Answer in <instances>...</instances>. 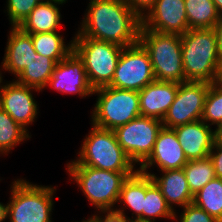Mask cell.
<instances>
[{"label": "cell", "instance_id": "cell-1", "mask_svg": "<svg viewBox=\"0 0 222 222\" xmlns=\"http://www.w3.org/2000/svg\"><path fill=\"white\" fill-rule=\"evenodd\" d=\"M80 36L128 47L139 42L142 19L124 0H89Z\"/></svg>", "mask_w": 222, "mask_h": 222}, {"label": "cell", "instance_id": "cell-2", "mask_svg": "<svg viewBox=\"0 0 222 222\" xmlns=\"http://www.w3.org/2000/svg\"><path fill=\"white\" fill-rule=\"evenodd\" d=\"M181 46L186 81H220L222 63L213 28L189 29L181 35Z\"/></svg>", "mask_w": 222, "mask_h": 222}, {"label": "cell", "instance_id": "cell-3", "mask_svg": "<svg viewBox=\"0 0 222 222\" xmlns=\"http://www.w3.org/2000/svg\"><path fill=\"white\" fill-rule=\"evenodd\" d=\"M11 184L9 201L2 204V222H53L56 186L32 184L24 178Z\"/></svg>", "mask_w": 222, "mask_h": 222}, {"label": "cell", "instance_id": "cell-4", "mask_svg": "<svg viewBox=\"0 0 222 222\" xmlns=\"http://www.w3.org/2000/svg\"><path fill=\"white\" fill-rule=\"evenodd\" d=\"M77 157L67 165H84L118 173H136L138 168L117 141L114 130L91 126ZM137 168V169H136Z\"/></svg>", "mask_w": 222, "mask_h": 222}, {"label": "cell", "instance_id": "cell-5", "mask_svg": "<svg viewBox=\"0 0 222 222\" xmlns=\"http://www.w3.org/2000/svg\"><path fill=\"white\" fill-rule=\"evenodd\" d=\"M66 172L98 211L115 210L123 182L135 173H118L84 165H67Z\"/></svg>", "mask_w": 222, "mask_h": 222}, {"label": "cell", "instance_id": "cell-6", "mask_svg": "<svg viewBox=\"0 0 222 222\" xmlns=\"http://www.w3.org/2000/svg\"><path fill=\"white\" fill-rule=\"evenodd\" d=\"M139 42L149 53L155 80L178 84L187 82L183 69L181 35L151 31L141 25Z\"/></svg>", "mask_w": 222, "mask_h": 222}, {"label": "cell", "instance_id": "cell-7", "mask_svg": "<svg viewBox=\"0 0 222 222\" xmlns=\"http://www.w3.org/2000/svg\"><path fill=\"white\" fill-rule=\"evenodd\" d=\"M96 103L91 112V125L101 129L115 130L141 116L137 91L103 86L94 89Z\"/></svg>", "mask_w": 222, "mask_h": 222}, {"label": "cell", "instance_id": "cell-8", "mask_svg": "<svg viewBox=\"0 0 222 222\" xmlns=\"http://www.w3.org/2000/svg\"><path fill=\"white\" fill-rule=\"evenodd\" d=\"M122 49L117 44L80 36L77 32L73 37V51L83 61L93 89L112 82Z\"/></svg>", "mask_w": 222, "mask_h": 222}, {"label": "cell", "instance_id": "cell-9", "mask_svg": "<svg viewBox=\"0 0 222 222\" xmlns=\"http://www.w3.org/2000/svg\"><path fill=\"white\" fill-rule=\"evenodd\" d=\"M154 80L149 53L138 42L134 45L123 47L114 77L108 86L139 92Z\"/></svg>", "mask_w": 222, "mask_h": 222}, {"label": "cell", "instance_id": "cell-10", "mask_svg": "<svg viewBox=\"0 0 222 222\" xmlns=\"http://www.w3.org/2000/svg\"><path fill=\"white\" fill-rule=\"evenodd\" d=\"M162 121L138 116L125 125L117 127L114 132L117 141L128 157L136 165H141L151 154Z\"/></svg>", "mask_w": 222, "mask_h": 222}, {"label": "cell", "instance_id": "cell-11", "mask_svg": "<svg viewBox=\"0 0 222 222\" xmlns=\"http://www.w3.org/2000/svg\"><path fill=\"white\" fill-rule=\"evenodd\" d=\"M210 84L193 81L178 84L175 100L162 120L163 127L173 129L201 120Z\"/></svg>", "mask_w": 222, "mask_h": 222}, {"label": "cell", "instance_id": "cell-12", "mask_svg": "<svg viewBox=\"0 0 222 222\" xmlns=\"http://www.w3.org/2000/svg\"><path fill=\"white\" fill-rule=\"evenodd\" d=\"M33 90H41L13 81H0V107L28 133V126L34 124L39 113V104L34 99Z\"/></svg>", "mask_w": 222, "mask_h": 222}, {"label": "cell", "instance_id": "cell-13", "mask_svg": "<svg viewBox=\"0 0 222 222\" xmlns=\"http://www.w3.org/2000/svg\"><path fill=\"white\" fill-rule=\"evenodd\" d=\"M63 94L86 98L93 95L83 61L72 51L65 59L56 63L47 87Z\"/></svg>", "mask_w": 222, "mask_h": 222}, {"label": "cell", "instance_id": "cell-14", "mask_svg": "<svg viewBox=\"0 0 222 222\" xmlns=\"http://www.w3.org/2000/svg\"><path fill=\"white\" fill-rule=\"evenodd\" d=\"M142 26L160 33L183 35L189 30L184 0H156Z\"/></svg>", "mask_w": 222, "mask_h": 222}, {"label": "cell", "instance_id": "cell-15", "mask_svg": "<svg viewBox=\"0 0 222 222\" xmlns=\"http://www.w3.org/2000/svg\"><path fill=\"white\" fill-rule=\"evenodd\" d=\"M187 162L175 132L162 127L158 132L151 154L138 167V171L148 172V169L153 166L159 168L157 171L182 169Z\"/></svg>", "mask_w": 222, "mask_h": 222}, {"label": "cell", "instance_id": "cell-16", "mask_svg": "<svg viewBox=\"0 0 222 222\" xmlns=\"http://www.w3.org/2000/svg\"><path fill=\"white\" fill-rule=\"evenodd\" d=\"M211 127L201 119L172 129L188 161L209 156L216 140V129Z\"/></svg>", "mask_w": 222, "mask_h": 222}, {"label": "cell", "instance_id": "cell-17", "mask_svg": "<svg viewBox=\"0 0 222 222\" xmlns=\"http://www.w3.org/2000/svg\"><path fill=\"white\" fill-rule=\"evenodd\" d=\"M178 83L154 80L138 92L141 116L162 121L175 100Z\"/></svg>", "mask_w": 222, "mask_h": 222}, {"label": "cell", "instance_id": "cell-18", "mask_svg": "<svg viewBox=\"0 0 222 222\" xmlns=\"http://www.w3.org/2000/svg\"><path fill=\"white\" fill-rule=\"evenodd\" d=\"M8 32L1 70H5L4 73L8 71L16 77L14 79H17L36 51L31 34L23 32L19 27H10Z\"/></svg>", "mask_w": 222, "mask_h": 222}, {"label": "cell", "instance_id": "cell-19", "mask_svg": "<svg viewBox=\"0 0 222 222\" xmlns=\"http://www.w3.org/2000/svg\"><path fill=\"white\" fill-rule=\"evenodd\" d=\"M142 173L152 178L173 211H176L174 208L177 205V207L184 208L186 205L193 203L194 195L188 187L183 168L161 171L159 172L160 177L151 171Z\"/></svg>", "mask_w": 222, "mask_h": 222}, {"label": "cell", "instance_id": "cell-20", "mask_svg": "<svg viewBox=\"0 0 222 222\" xmlns=\"http://www.w3.org/2000/svg\"><path fill=\"white\" fill-rule=\"evenodd\" d=\"M146 196V174L137 171L132 176L128 177L121 186L118 209L115 211L125 216V210L133 211L131 219L143 220L144 198ZM123 204V205H122ZM135 215V216H134Z\"/></svg>", "mask_w": 222, "mask_h": 222}, {"label": "cell", "instance_id": "cell-21", "mask_svg": "<svg viewBox=\"0 0 222 222\" xmlns=\"http://www.w3.org/2000/svg\"><path fill=\"white\" fill-rule=\"evenodd\" d=\"M63 3L65 4V2L57 1L38 4L18 27L28 34L58 31L62 26L58 6Z\"/></svg>", "mask_w": 222, "mask_h": 222}, {"label": "cell", "instance_id": "cell-22", "mask_svg": "<svg viewBox=\"0 0 222 222\" xmlns=\"http://www.w3.org/2000/svg\"><path fill=\"white\" fill-rule=\"evenodd\" d=\"M56 62L49 57L33 52L32 59L15 79L18 83L44 90L52 77Z\"/></svg>", "mask_w": 222, "mask_h": 222}, {"label": "cell", "instance_id": "cell-23", "mask_svg": "<svg viewBox=\"0 0 222 222\" xmlns=\"http://www.w3.org/2000/svg\"><path fill=\"white\" fill-rule=\"evenodd\" d=\"M31 38L35 51L42 56L52 58L56 63L73 51V39L66 44L64 37L58 31L31 34Z\"/></svg>", "mask_w": 222, "mask_h": 222}, {"label": "cell", "instance_id": "cell-24", "mask_svg": "<svg viewBox=\"0 0 222 222\" xmlns=\"http://www.w3.org/2000/svg\"><path fill=\"white\" fill-rule=\"evenodd\" d=\"M189 29L214 28L221 15L212 0H184Z\"/></svg>", "mask_w": 222, "mask_h": 222}, {"label": "cell", "instance_id": "cell-25", "mask_svg": "<svg viewBox=\"0 0 222 222\" xmlns=\"http://www.w3.org/2000/svg\"><path fill=\"white\" fill-rule=\"evenodd\" d=\"M174 212L160 189L149 175H146V196L144 198L143 220L156 222L157 218L173 221Z\"/></svg>", "mask_w": 222, "mask_h": 222}, {"label": "cell", "instance_id": "cell-26", "mask_svg": "<svg viewBox=\"0 0 222 222\" xmlns=\"http://www.w3.org/2000/svg\"><path fill=\"white\" fill-rule=\"evenodd\" d=\"M193 203L222 222V179L210 180L194 194Z\"/></svg>", "mask_w": 222, "mask_h": 222}, {"label": "cell", "instance_id": "cell-27", "mask_svg": "<svg viewBox=\"0 0 222 222\" xmlns=\"http://www.w3.org/2000/svg\"><path fill=\"white\" fill-rule=\"evenodd\" d=\"M30 138L31 135L0 107V157Z\"/></svg>", "mask_w": 222, "mask_h": 222}, {"label": "cell", "instance_id": "cell-28", "mask_svg": "<svg viewBox=\"0 0 222 222\" xmlns=\"http://www.w3.org/2000/svg\"><path fill=\"white\" fill-rule=\"evenodd\" d=\"M183 170L186 175L188 187L193 195L210 180L216 178L214 166L209 156L203 159L188 161Z\"/></svg>", "mask_w": 222, "mask_h": 222}, {"label": "cell", "instance_id": "cell-29", "mask_svg": "<svg viewBox=\"0 0 222 222\" xmlns=\"http://www.w3.org/2000/svg\"><path fill=\"white\" fill-rule=\"evenodd\" d=\"M202 120L217 129L222 124V84L211 83L203 107Z\"/></svg>", "mask_w": 222, "mask_h": 222}, {"label": "cell", "instance_id": "cell-30", "mask_svg": "<svg viewBox=\"0 0 222 222\" xmlns=\"http://www.w3.org/2000/svg\"><path fill=\"white\" fill-rule=\"evenodd\" d=\"M58 0H7L6 16L11 27H18L38 5L43 3L57 2Z\"/></svg>", "mask_w": 222, "mask_h": 222}, {"label": "cell", "instance_id": "cell-31", "mask_svg": "<svg viewBox=\"0 0 222 222\" xmlns=\"http://www.w3.org/2000/svg\"><path fill=\"white\" fill-rule=\"evenodd\" d=\"M177 216L174 212L173 221L176 222H220L215 217L209 215L205 210L199 208L194 203L186 205ZM179 218V219H178Z\"/></svg>", "mask_w": 222, "mask_h": 222}, {"label": "cell", "instance_id": "cell-32", "mask_svg": "<svg viewBox=\"0 0 222 222\" xmlns=\"http://www.w3.org/2000/svg\"><path fill=\"white\" fill-rule=\"evenodd\" d=\"M124 2L143 19L154 7L156 0H124Z\"/></svg>", "mask_w": 222, "mask_h": 222}, {"label": "cell", "instance_id": "cell-33", "mask_svg": "<svg viewBox=\"0 0 222 222\" xmlns=\"http://www.w3.org/2000/svg\"><path fill=\"white\" fill-rule=\"evenodd\" d=\"M209 157L212 160L216 177L222 179V142L215 140Z\"/></svg>", "mask_w": 222, "mask_h": 222}, {"label": "cell", "instance_id": "cell-34", "mask_svg": "<svg viewBox=\"0 0 222 222\" xmlns=\"http://www.w3.org/2000/svg\"><path fill=\"white\" fill-rule=\"evenodd\" d=\"M91 216L93 222H127V218L115 210L96 211ZM102 214V215H101ZM104 214V215H103Z\"/></svg>", "mask_w": 222, "mask_h": 222}, {"label": "cell", "instance_id": "cell-35", "mask_svg": "<svg viewBox=\"0 0 222 222\" xmlns=\"http://www.w3.org/2000/svg\"><path fill=\"white\" fill-rule=\"evenodd\" d=\"M213 29L216 32L218 51H219L220 61L222 63V16L220 17L219 21L215 24Z\"/></svg>", "mask_w": 222, "mask_h": 222}, {"label": "cell", "instance_id": "cell-36", "mask_svg": "<svg viewBox=\"0 0 222 222\" xmlns=\"http://www.w3.org/2000/svg\"><path fill=\"white\" fill-rule=\"evenodd\" d=\"M215 4L216 10L220 13L222 16V0H212Z\"/></svg>", "mask_w": 222, "mask_h": 222}, {"label": "cell", "instance_id": "cell-37", "mask_svg": "<svg viewBox=\"0 0 222 222\" xmlns=\"http://www.w3.org/2000/svg\"><path fill=\"white\" fill-rule=\"evenodd\" d=\"M216 139L222 142V124L216 129Z\"/></svg>", "mask_w": 222, "mask_h": 222}, {"label": "cell", "instance_id": "cell-38", "mask_svg": "<svg viewBox=\"0 0 222 222\" xmlns=\"http://www.w3.org/2000/svg\"><path fill=\"white\" fill-rule=\"evenodd\" d=\"M127 222H147V221L139 220V219H131L130 217H128Z\"/></svg>", "mask_w": 222, "mask_h": 222}, {"label": "cell", "instance_id": "cell-39", "mask_svg": "<svg viewBox=\"0 0 222 222\" xmlns=\"http://www.w3.org/2000/svg\"><path fill=\"white\" fill-rule=\"evenodd\" d=\"M1 181V179H0ZM2 202H0V222H2Z\"/></svg>", "mask_w": 222, "mask_h": 222}, {"label": "cell", "instance_id": "cell-40", "mask_svg": "<svg viewBox=\"0 0 222 222\" xmlns=\"http://www.w3.org/2000/svg\"><path fill=\"white\" fill-rule=\"evenodd\" d=\"M75 222H76V221H75ZM81 222H93V221H92V218H91V217H89L87 220H85V219H84V220H83V221H81Z\"/></svg>", "mask_w": 222, "mask_h": 222}, {"label": "cell", "instance_id": "cell-41", "mask_svg": "<svg viewBox=\"0 0 222 222\" xmlns=\"http://www.w3.org/2000/svg\"><path fill=\"white\" fill-rule=\"evenodd\" d=\"M1 67V66H0ZM2 72H1V69H0V81L2 80Z\"/></svg>", "mask_w": 222, "mask_h": 222}, {"label": "cell", "instance_id": "cell-42", "mask_svg": "<svg viewBox=\"0 0 222 222\" xmlns=\"http://www.w3.org/2000/svg\"><path fill=\"white\" fill-rule=\"evenodd\" d=\"M219 82L222 84V72H221V77H220V81Z\"/></svg>", "mask_w": 222, "mask_h": 222}]
</instances>
